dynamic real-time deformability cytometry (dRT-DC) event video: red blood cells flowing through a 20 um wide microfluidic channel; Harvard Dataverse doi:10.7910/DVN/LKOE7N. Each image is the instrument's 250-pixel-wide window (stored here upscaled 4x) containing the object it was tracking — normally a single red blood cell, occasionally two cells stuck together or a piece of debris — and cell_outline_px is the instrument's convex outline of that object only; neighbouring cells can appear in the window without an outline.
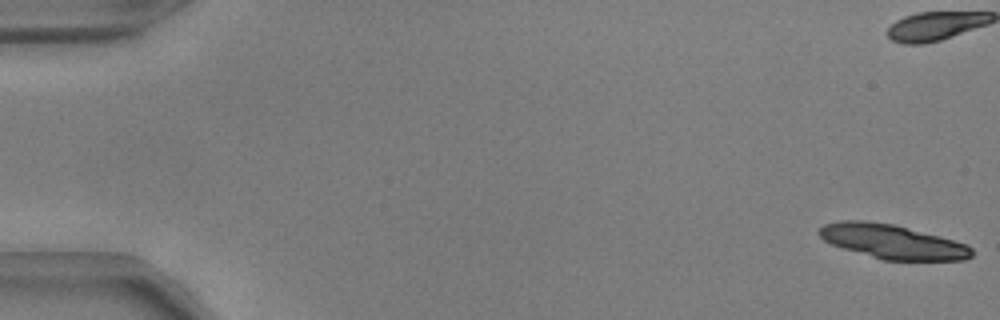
{"species": "common noctule bat (a hibernating species)", "species_latin": "Nyctalus noctula", "temperature_condition": "warm", "stored_images_in_passage": 52, "camera_frame_rate_fps": 3000, "um_per_image_px": 0.085, "animal": {"sex": "male", "body_mass_g": 17.9, "forearm_length_mm": 54.2}, "frame": {"image": 1, "passage_image": 1, "time_ms": 0.0, "image_size_px": [1000, 320], "cell_outline_px": [[972, 256], [964, 260], [884, 260], [844, 248], [832, 244], [824, 240], [816, 232], [824, 224], [840, 220], [864, 220], [892, 224], [940, 236], [968, 244], [972, 248]], "centroid_in_image_um": [75.86, 20.53], "position_along_channel_um": 9.1, "area_um2": 30.23}, "authors_computed_cell_mechanics": {"area_um2": 20.5479, "velocity_mm_per_s": 3.8359, "shape_relaxation_time_tau1_ms": 3.1524, "shape_relaxation_time_tau2_ms": 5.4396, "deformation_change_tau1": 0.1639, "deformation_change_tau2": 0.0966}}